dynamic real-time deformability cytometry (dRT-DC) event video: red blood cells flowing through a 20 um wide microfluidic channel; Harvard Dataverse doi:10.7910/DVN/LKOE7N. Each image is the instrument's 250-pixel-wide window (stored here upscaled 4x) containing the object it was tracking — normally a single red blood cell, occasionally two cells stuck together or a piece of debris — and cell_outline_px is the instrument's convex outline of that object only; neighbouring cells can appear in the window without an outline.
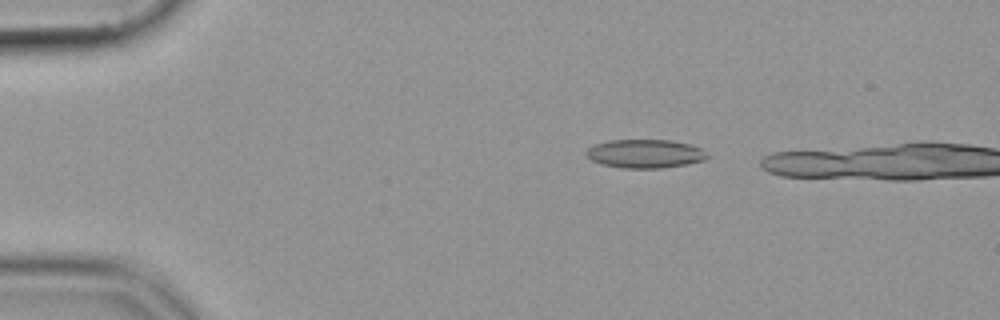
{"species": "common noctule bat (a hibernating species)", "species_latin": "Nyctalus noctula", "temperature_condition": "cold", "stored_images_in_passage": 11, "camera_frame_rate_fps": 3000, "um_per_image_px": 0.085, "animal": {"sex": "female", "body_mass_g": 19.9}, "frame": {"image": 1, "passage_image": 8, "time_ms": 2.333, "image_size_px": [1000, 320], "cell_outline_px": [[712, 156], [708, 160], [688, 164], [660, 168], [620, 168], [600, 164], [592, 160], [584, 152], [588, 148], [596, 144], [608, 140], [672, 140], [688, 144], [700, 148]], "centroid_in_image_um": [54.87, 13.07], "position_along_channel_um": 30.1, "area_um2": 20.4}}